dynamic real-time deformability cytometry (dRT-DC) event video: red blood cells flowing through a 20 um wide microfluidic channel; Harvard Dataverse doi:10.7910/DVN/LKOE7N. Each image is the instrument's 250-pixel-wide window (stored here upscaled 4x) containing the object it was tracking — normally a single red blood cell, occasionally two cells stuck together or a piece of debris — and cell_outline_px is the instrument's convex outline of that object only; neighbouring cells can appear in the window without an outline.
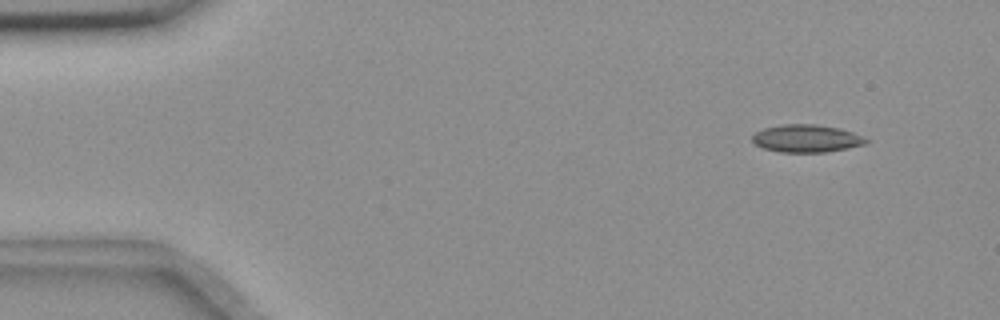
{"species": "common noctule bat (a hibernating species)", "species_latin": "Nyctalus noctula", "temperature_condition": "room temperature", "stored_images_in_passage": 5, "camera_frame_rate_fps": 3000, "um_per_image_px": 0.085, "animal": {"sex": "female", "body_mass_g": 18.4}, "frame": {"image": 1, "passage_image": 2, "time_ms": 1.333, "image_size_px": [1000, 320], "cell_outline_px": [[872, 140], [864, 144], [824, 152], [780, 152], [764, 148], [756, 144], [752, 140], [752, 136], [756, 132], [764, 128], [780, 124], [816, 124], [840, 128], [852, 132]], "centroid_in_image_um": [68.55, 11.75], "position_along_channel_um": 16.5, "area_um2": 18.21}}